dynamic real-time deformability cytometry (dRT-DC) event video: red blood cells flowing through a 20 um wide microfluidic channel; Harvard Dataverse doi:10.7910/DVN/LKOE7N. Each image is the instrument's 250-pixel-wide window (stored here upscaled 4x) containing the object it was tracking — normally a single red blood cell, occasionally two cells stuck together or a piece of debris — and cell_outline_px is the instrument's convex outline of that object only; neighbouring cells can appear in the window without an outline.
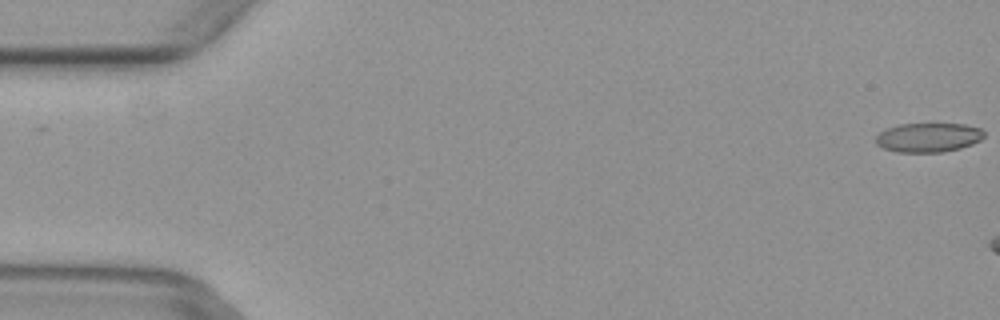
{"species": "common noctule bat (a hibernating species)", "species_latin": "Nyctalus noctula", "temperature_condition": "warm", "stored_images_in_passage": 4, "camera_frame_rate_fps": 3000, "um_per_image_px": 0.085, "animal": {"sex": "female", "body_mass_g": 29.2, "forearm_length_mm": 56.3}, "frame": {"image": 1, "passage_image": 1, "time_ms": 0.0, "image_size_px": [1000, 320], "cell_outline_px": [[984, 136], [980, 140], [972, 144], [960, 148], [944, 152], [896, 152], [884, 148], [876, 144], [876, 136], [880, 132], [888, 128], [900, 124], [964, 124], [980, 128], [984, 132]], "centroid_in_image_um": [78.91, 11.69], "position_along_channel_um": 6.1, "area_um2": 18.38}}